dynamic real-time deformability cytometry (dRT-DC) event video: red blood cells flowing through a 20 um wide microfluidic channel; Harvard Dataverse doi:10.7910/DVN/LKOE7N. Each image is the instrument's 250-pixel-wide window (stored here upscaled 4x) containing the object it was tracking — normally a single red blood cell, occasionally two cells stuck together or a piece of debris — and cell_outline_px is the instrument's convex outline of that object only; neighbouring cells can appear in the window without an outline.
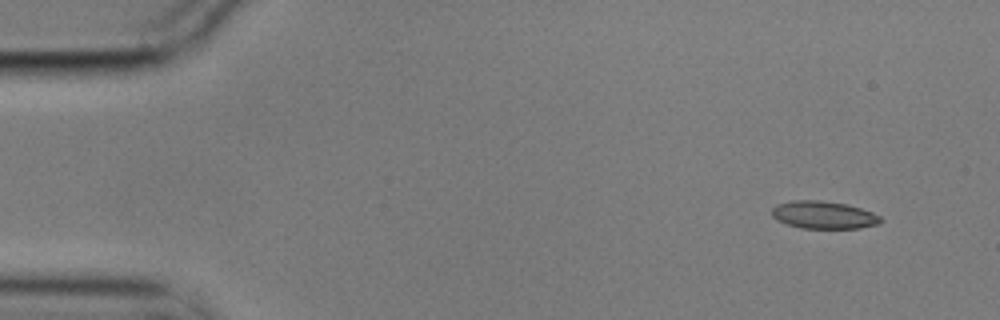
{"species": "common noctule bat (a hibernating species)", "species_latin": "Nyctalus noctula", "temperature_condition": "cold", "stored_images_in_passage": 4, "camera_frame_rate_fps": 3000, "um_per_image_px": 0.085, "animal": {"sex": "male", "body_mass_g": 17.9}, "frame": {"image": 1, "passage_image": 1, "time_ms": 0.0, "image_size_px": [1000, 320], "cell_outline_px": [[880, 224], [860, 228], [800, 228], [776, 220], [772, 216], [772, 208], [776, 204], [792, 200], [820, 200], [848, 204], [872, 212], [880, 216]], "centroid_in_image_um": [69.99, 18.26], "position_along_channel_um": 15.0, "area_um2": 17.57}}
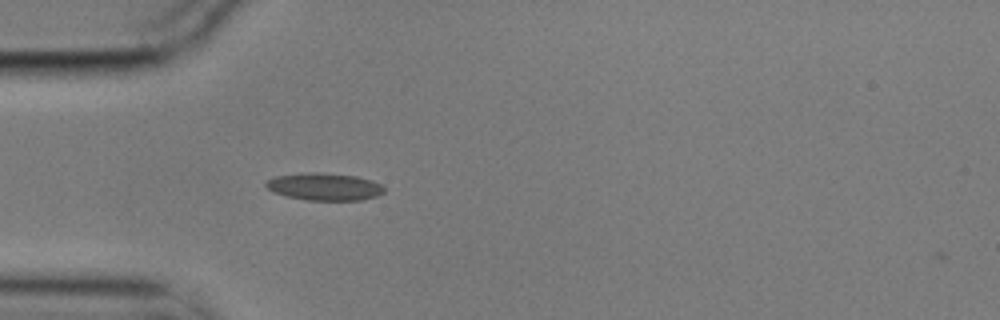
{"frame": {"image": 2, "passage_image": 4, "time_ms": 1.0, "image_size_px": [1000, 320], "cell_outline_px": [[384, 192], [376, 196], [360, 200], [308, 200], [288, 196], [272, 192], [264, 184], [268, 180], [276, 176], [312, 172], [316, 172], [356, 176], [372, 180], [380, 184], [384, 188]], "centroid_in_image_um": [27.58, 15.87], "position_along_channel_um": 57.4, "area_um2": 18.61}}